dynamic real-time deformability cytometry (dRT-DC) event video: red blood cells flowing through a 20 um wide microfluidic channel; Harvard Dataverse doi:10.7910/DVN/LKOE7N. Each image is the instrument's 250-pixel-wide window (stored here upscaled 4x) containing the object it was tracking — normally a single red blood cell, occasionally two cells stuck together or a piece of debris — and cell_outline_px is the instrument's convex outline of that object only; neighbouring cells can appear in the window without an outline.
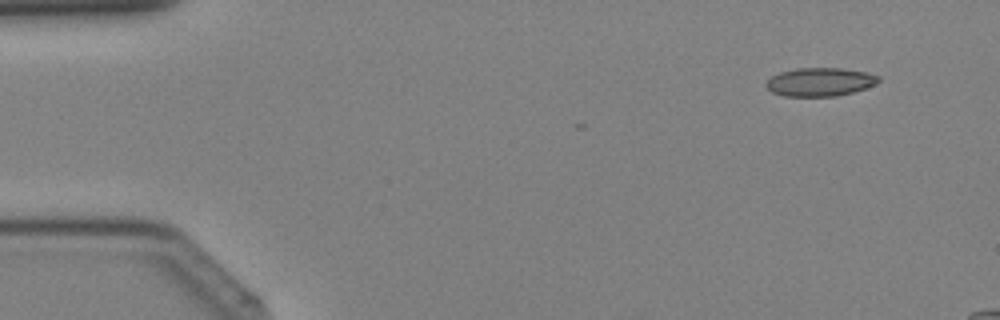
{"species": "Egyptian fruit bat (a non-hibernating species)", "species_latin": "Rousettus aegyptiacus", "temperature_condition": "cold", "stored_images_in_passage": 7, "camera_frame_rate_fps": 3000, "um_per_image_px": 0.085, "animal": {"sex": "female"}, "frame": {"image": 1, "passage_image": 4, "time_ms": 1.0, "image_size_px": [1000, 320], "cell_outline_px": [[880, 80], [876, 84], [852, 92], [836, 96], [784, 96], [772, 92], [764, 84], [772, 76], [780, 72], [796, 68], [840, 68], [864, 72], [880, 76]], "centroid_in_image_um": [69.68, 6.96], "position_along_channel_um": 15.3, "area_um2": 18.5}}